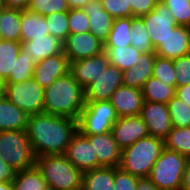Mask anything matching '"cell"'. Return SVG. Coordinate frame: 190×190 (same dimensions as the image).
Returning a JSON list of instances; mask_svg holds the SVG:
<instances>
[{"mask_svg":"<svg viewBox=\"0 0 190 190\" xmlns=\"http://www.w3.org/2000/svg\"><path fill=\"white\" fill-rule=\"evenodd\" d=\"M77 130L76 120L43 112L29 115L26 133L35 156L39 157L64 155Z\"/></svg>","mask_w":190,"mask_h":190,"instance_id":"cell-1","label":"cell"},{"mask_svg":"<svg viewBox=\"0 0 190 190\" xmlns=\"http://www.w3.org/2000/svg\"><path fill=\"white\" fill-rule=\"evenodd\" d=\"M84 89L69 71L45 88L44 113L78 120L85 107Z\"/></svg>","mask_w":190,"mask_h":190,"instance_id":"cell-2","label":"cell"},{"mask_svg":"<svg viewBox=\"0 0 190 190\" xmlns=\"http://www.w3.org/2000/svg\"><path fill=\"white\" fill-rule=\"evenodd\" d=\"M164 148V140L161 138L148 136L139 139L122 150L119 168L138 178L149 177Z\"/></svg>","mask_w":190,"mask_h":190,"instance_id":"cell-3","label":"cell"},{"mask_svg":"<svg viewBox=\"0 0 190 190\" xmlns=\"http://www.w3.org/2000/svg\"><path fill=\"white\" fill-rule=\"evenodd\" d=\"M35 166L41 172L49 190L82 189L84 172L77 169L65 155L36 157Z\"/></svg>","mask_w":190,"mask_h":190,"instance_id":"cell-4","label":"cell"},{"mask_svg":"<svg viewBox=\"0 0 190 190\" xmlns=\"http://www.w3.org/2000/svg\"><path fill=\"white\" fill-rule=\"evenodd\" d=\"M0 157L16 172L34 167L36 156L26 131H0Z\"/></svg>","mask_w":190,"mask_h":190,"instance_id":"cell-5","label":"cell"},{"mask_svg":"<svg viewBox=\"0 0 190 190\" xmlns=\"http://www.w3.org/2000/svg\"><path fill=\"white\" fill-rule=\"evenodd\" d=\"M186 161L187 157L164 148L148 178L160 190H181Z\"/></svg>","mask_w":190,"mask_h":190,"instance_id":"cell-6","label":"cell"},{"mask_svg":"<svg viewBox=\"0 0 190 190\" xmlns=\"http://www.w3.org/2000/svg\"><path fill=\"white\" fill-rule=\"evenodd\" d=\"M118 119L110 100L86 102L77 120V129L83 135L104 134L112 131Z\"/></svg>","mask_w":190,"mask_h":190,"instance_id":"cell-7","label":"cell"},{"mask_svg":"<svg viewBox=\"0 0 190 190\" xmlns=\"http://www.w3.org/2000/svg\"><path fill=\"white\" fill-rule=\"evenodd\" d=\"M44 92L45 89L33 77L6 85V98L28 115L44 112Z\"/></svg>","mask_w":190,"mask_h":190,"instance_id":"cell-8","label":"cell"},{"mask_svg":"<svg viewBox=\"0 0 190 190\" xmlns=\"http://www.w3.org/2000/svg\"><path fill=\"white\" fill-rule=\"evenodd\" d=\"M146 26L150 40L156 49L177 24L170 10L160 1L148 14L140 17Z\"/></svg>","mask_w":190,"mask_h":190,"instance_id":"cell-9","label":"cell"},{"mask_svg":"<svg viewBox=\"0 0 190 190\" xmlns=\"http://www.w3.org/2000/svg\"><path fill=\"white\" fill-rule=\"evenodd\" d=\"M63 45V53L69 64L104 52V43L90 32L69 34Z\"/></svg>","mask_w":190,"mask_h":190,"instance_id":"cell-10","label":"cell"},{"mask_svg":"<svg viewBox=\"0 0 190 190\" xmlns=\"http://www.w3.org/2000/svg\"><path fill=\"white\" fill-rule=\"evenodd\" d=\"M121 85H123V72L109 64L95 82L84 90L85 102L108 101Z\"/></svg>","mask_w":190,"mask_h":190,"instance_id":"cell-11","label":"cell"},{"mask_svg":"<svg viewBox=\"0 0 190 190\" xmlns=\"http://www.w3.org/2000/svg\"><path fill=\"white\" fill-rule=\"evenodd\" d=\"M139 116L145 122L149 136L164 140L173 127L168 106L165 103L144 101Z\"/></svg>","mask_w":190,"mask_h":190,"instance_id":"cell-12","label":"cell"},{"mask_svg":"<svg viewBox=\"0 0 190 190\" xmlns=\"http://www.w3.org/2000/svg\"><path fill=\"white\" fill-rule=\"evenodd\" d=\"M64 155L83 172L98 168V159L94 154L93 144H90L88 138L78 130L72 136Z\"/></svg>","mask_w":190,"mask_h":190,"instance_id":"cell-13","label":"cell"},{"mask_svg":"<svg viewBox=\"0 0 190 190\" xmlns=\"http://www.w3.org/2000/svg\"><path fill=\"white\" fill-rule=\"evenodd\" d=\"M108 56L105 52L80 59L70 63V72L74 80L85 90L109 66Z\"/></svg>","mask_w":190,"mask_h":190,"instance_id":"cell-14","label":"cell"},{"mask_svg":"<svg viewBox=\"0 0 190 190\" xmlns=\"http://www.w3.org/2000/svg\"><path fill=\"white\" fill-rule=\"evenodd\" d=\"M111 132L122 150L149 136L147 126L140 116L120 117L113 124Z\"/></svg>","mask_w":190,"mask_h":190,"instance_id":"cell-15","label":"cell"},{"mask_svg":"<svg viewBox=\"0 0 190 190\" xmlns=\"http://www.w3.org/2000/svg\"><path fill=\"white\" fill-rule=\"evenodd\" d=\"M90 144H93V151L98 159L99 167L119 168L122 149L115 141L111 131L98 135H85Z\"/></svg>","mask_w":190,"mask_h":190,"instance_id":"cell-16","label":"cell"},{"mask_svg":"<svg viewBox=\"0 0 190 190\" xmlns=\"http://www.w3.org/2000/svg\"><path fill=\"white\" fill-rule=\"evenodd\" d=\"M70 70V64L64 53L56 54L37 62L33 71V78L44 89L51 86L59 77Z\"/></svg>","mask_w":190,"mask_h":190,"instance_id":"cell-17","label":"cell"},{"mask_svg":"<svg viewBox=\"0 0 190 190\" xmlns=\"http://www.w3.org/2000/svg\"><path fill=\"white\" fill-rule=\"evenodd\" d=\"M190 27L177 25L155 49L157 56L176 59L189 54Z\"/></svg>","mask_w":190,"mask_h":190,"instance_id":"cell-18","label":"cell"},{"mask_svg":"<svg viewBox=\"0 0 190 190\" xmlns=\"http://www.w3.org/2000/svg\"><path fill=\"white\" fill-rule=\"evenodd\" d=\"M118 117L139 116L144 102L141 89L121 85L111 96Z\"/></svg>","mask_w":190,"mask_h":190,"instance_id":"cell-19","label":"cell"},{"mask_svg":"<svg viewBox=\"0 0 190 190\" xmlns=\"http://www.w3.org/2000/svg\"><path fill=\"white\" fill-rule=\"evenodd\" d=\"M81 9L88 15L89 32L105 43L111 32L114 18L103 9L101 0H90Z\"/></svg>","mask_w":190,"mask_h":190,"instance_id":"cell-20","label":"cell"},{"mask_svg":"<svg viewBox=\"0 0 190 190\" xmlns=\"http://www.w3.org/2000/svg\"><path fill=\"white\" fill-rule=\"evenodd\" d=\"M63 46L61 40L48 34L23 42L21 50L37 63L50 56L63 53Z\"/></svg>","mask_w":190,"mask_h":190,"instance_id":"cell-21","label":"cell"},{"mask_svg":"<svg viewBox=\"0 0 190 190\" xmlns=\"http://www.w3.org/2000/svg\"><path fill=\"white\" fill-rule=\"evenodd\" d=\"M156 56L155 52L142 53L137 66L123 71V85L142 90L145 82L153 76Z\"/></svg>","mask_w":190,"mask_h":190,"instance_id":"cell-22","label":"cell"},{"mask_svg":"<svg viewBox=\"0 0 190 190\" xmlns=\"http://www.w3.org/2000/svg\"><path fill=\"white\" fill-rule=\"evenodd\" d=\"M28 117L6 97L0 99V131H26Z\"/></svg>","mask_w":190,"mask_h":190,"instance_id":"cell-23","label":"cell"},{"mask_svg":"<svg viewBox=\"0 0 190 190\" xmlns=\"http://www.w3.org/2000/svg\"><path fill=\"white\" fill-rule=\"evenodd\" d=\"M21 43L48 35L46 17L29 10H21Z\"/></svg>","mask_w":190,"mask_h":190,"instance_id":"cell-24","label":"cell"},{"mask_svg":"<svg viewBox=\"0 0 190 190\" xmlns=\"http://www.w3.org/2000/svg\"><path fill=\"white\" fill-rule=\"evenodd\" d=\"M82 190H114V167H99L85 171Z\"/></svg>","mask_w":190,"mask_h":190,"instance_id":"cell-25","label":"cell"},{"mask_svg":"<svg viewBox=\"0 0 190 190\" xmlns=\"http://www.w3.org/2000/svg\"><path fill=\"white\" fill-rule=\"evenodd\" d=\"M110 65L116 66L122 72L138 65L142 54L134 46L104 47Z\"/></svg>","mask_w":190,"mask_h":190,"instance_id":"cell-26","label":"cell"},{"mask_svg":"<svg viewBox=\"0 0 190 190\" xmlns=\"http://www.w3.org/2000/svg\"><path fill=\"white\" fill-rule=\"evenodd\" d=\"M21 10L3 8L0 10V39L21 42Z\"/></svg>","mask_w":190,"mask_h":190,"instance_id":"cell-27","label":"cell"},{"mask_svg":"<svg viewBox=\"0 0 190 190\" xmlns=\"http://www.w3.org/2000/svg\"><path fill=\"white\" fill-rule=\"evenodd\" d=\"M144 101L167 104L176 93V85H167L155 77H150L142 88Z\"/></svg>","mask_w":190,"mask_h":190,"instance_id":"cell-28","label":"cell"},{"mask_svg":"<svg viewBox=\"0 0 190 190\" xmlns=\"http://www.w3.org/2000/svg\"><path fill=\"white\" fill-rule=\"evenodd\" d=\"M12 185L13 190H49L36 166L16 172Z\"/></svg>","mask_w":190,"mask_h":190,"instance_id":"cell-29","label":"cell"},{"mask_svg":"<svg viewBox=\"0 0 190 190\" xmlns=\"http://www.w3.org/2000/svg\"><path fill=\"white\" fill-rule=\"evenodd\" d=\"M22 49V43L0 39V78L6 80L13 73L14 63Z\"/></svg>","mask_w":190,"mask_h":190,"instance_id":"cell-30","label":"cell"},{"mask_svg":"<svg viewBox=\"0 0 190 190\" xmlns=\"http://www.w3.org/2000/svg\"><path fill=\"white\" fill-rule=\"evenodd\" d=\"M131 26L132 16L114 19L111 32L107 41L104 43V47H126L131 45Z\"/></svg>","mask_w":190,"mask_h":190,"instance_id":"cell-31","label":"cell"},{"mask_svg":"<svg viewBox=\"0 0 190 190\" xmlns=\"http://www.w3.org/2000/svg\"><path fill=\"white\" fill-rule=\"evenodd\" d=\"M165 148L190 157V127H172L164 139Z\"/></svg>","mask_w":190,"mask_h":190,"instance_id":"cell-32","label":"cell"},{"mask_svg":"<svg viewBox=\"0 0 190 190\" xmlns=\"http://www.w3.org/2000/svg\"><path fill=\"white\" fill-rule=\"evenodd\" d=\"M130 37L131 45L139 52H155L154 46L146 30V26L140 17H132Z\"/></svg>","mask_w":190,"mask_h":190,"instance_id":"cell-33","label":"cell"},{"mask_svg":"<svg viewBox=\"0 0 190 190\" xmlns=\"http://www.w3.org/2000/svg\"><path fill=\"white\" fill-rule=\"evenodd\" d=\"M37 63L21 50L13 66V73L5 80L6 84L20 83L33 77V71Z\"/></svg>","mask_w":190,"mask_h":190,"instance_id":"cell-34","label":"cell"},{"mask_svg":"<svg viewBox=\"0 0 190 190\" xmlns=\"http://www.w3.org/2000/svg\"><path fill=\"white\" fill-rule=\"evenodd\" d=\"M167 106L173 127H190V107L187 104L174 96Z\"/></svg>","mask_w":190,"mask_h":190,"instance_id":"cell-35","label":"cell"},{"mask_svg":"<svg viewBox=\"0 0 190 190\" xmlns=\"http://www.w3.org/2000/svg\"><path fill=\"white\" fill-rule=\"evenodd\" d=\"M45 17L49 34L64 42L70 34L68 11L52 13Z\"/></svg>","mask_w":190,"mask_h":190,"instance_id":"cell-36","label":"cell"},{"mask_svg":"<svg viewBox=\"0 0 190 190\" xmlns=\"http://www.w3.org/2000/svg\"><path fill=\"white\" fill-rule=\"evenodd\" d=\"M173 15L177 25L190 27V0H159Z\"/></svg>","mask_w":190,"mask_h":190,"instance_id":"cell-37","label":"cell"},{"mask_svg":"<svg viewBox=\"0 0 190 190\" xmlns=\"http://www.w3.org/2000/svg\"><path fill=\"white\" fill-rule=\"evenodd\" d=\"M153 77L167 85H176V71L173 59L156 56L153 67Z\"/></svg>","mask_w":190,"mask_h":190,"instance_id":"cell-38","label":"cell"},{"mask_svg":"<svg viewBox=\"0 0 190 190\" xmlns=\"http://www.w3.org/2000/svg\"><path fill=\"white\" fill-rule=\"evenodd\" d=\"M28 10L47 16L52 13L68 11L69 7L66 0H31Z\"/></svg>","mask_w":190,"mask_h":190,"instance_id":"cell-39","label":"cell"},{"mask_svg":"<svg viewBox=\"0 0 190 190\" xmlns=\"http://www.w3.org/2000/svg\"><path fill=\"white\" fill-rule=\"evenodd\" d=\"M68 26L70 34L89 32L88 15L82 9H69Z\"/></svg>","mask_w":190,"mask_h":190,"instance_id":"cell-40","label":"cell"},{"mask_svg":"<svg viewBox=\"0 0 190 190\" xmlns=\"http://www.w3.org/2000/svg\"><path fill=\"white\" fill-rule=\"evenodd\" d=\"M176 71V87L190 84V55H184L173 59Z\"/></svg>","mask_w":190,"mask_h":190,"instance_id":"cell-41","label":"cell"},{"mask_svg":"<svg viewBox=\"0 0 190 190\" xmlns=\"http://www.w3.org/2000/svg\"><path fill=\"white\" fill-rule=\"evenodd\" d=\"M105 9L114 19L132 16V8L127 7V0H101Z\"/></svg>","mask_w":190,"mask_h":190,"instance_id":"cell-42","label":"cell"},{"mask_svg":"<svg viewBox=\"0 0 190 190\" xmlns=\"http://www.w3.org/2000/svg\"><path fill=\"white\" fill-rule=\"evenodd\" d=\"M138 177L114 167V190H136Z\"/></svg>","mask_w":190,"mask_h":190,"instance_id":"cell-43","label":"cell"},{"mask_svg":"<svg viewBox=\"0 0 190 190\" xmlns=\"http://www.w3.org/2000/svg\"><path fill=\"white\" fill-rule=\"evenodd\" d=\"M159 0H127V7L132 8V17H142L151 12Z\"/></svg>","mask_w":190,"mask_h":190,"instance_id":"cell-44","label":"cell"},{"mask_svg":"<svg viewBox=\"0 0 190 190\" xmlns=\"http://www.w3.org/2000/svg\"><path fill=\"white\" fill-rule=\"evenodd\" d=\"M16 171L6 164L0 157V182H12Z\"/></svg>","mask_w":190,"mask_h":190,"instance_id":"cell-45","label":"cell"},{"mask_svg":"<svg viewBox=\"0 0 190 190\" xmlns=\"http://www.w3.org/2000/svg\"><path fill=\"white\" fill-rule=\"evenodd\" d=\"M31 0H2L4 8L28 10Z\"/></svg>","mask_w":190,"mask_h":190,"instance_id":"cell-46","label":"cell"},{"mask_svg":"<svg viewBox=\"0 0 190 190\" xmlns=\"http://www.w3.org/2000/svg\"><path fill=\"white\" fill-rule=\"evenodd\" d=\"M175 96L181 99L190 107V84L186 86L176 87Z\"/></svg>","mask_w":190,"mask_h":190,"instance_id":"cell-47","label":"cell"},{"mask_svg":"<svg viewBox=\"0 0 190 190\" xmlns=\"http://www.w3.org/2000/svg\"><path fill=\"white\" fill-rule=\"evenodd\" d=\"M136 190H160L148 177L139 178Z\"/></svg>","mask_w":190,"mask_h":190,"instance_id":"cell-48","label":"cell"},{"mask_svg":"<svg viewBox=\"0 0 190 190\" xmlns=\"http://www.w3.org/2000/svg\"><path fill=\"white\" fill-rule=\"evenodd\" d=\"M181 190H190V157L186 161Z\"/></svg>","mask_w":190,"mask_h":190,"instance_id":"cell-49","label":"cell"},{"mask_svg":"<svg viewBox=\"0 0 190 190\" xmlns=\"http://www.w3.org/2000/svg\"><path fill=\"white\" fill-rule=\"evenodd\" d=\"M69 9H81L83 8L90 0H66Z\"/></svg>","mask_w":190,"mask_h":190,"instance_id":"cell-50","label":"cell"},{"mask_svg":"<svg viewBox=\"0 0 190 190\" xmlns=\"http://www.w3.org/2000/svg\"><path fill=\"white\" fill-rule=\"evenodd\" d=\"M6 81L0 78V99L6 97Z\"/></svg>","mask_w":190,"mask_h":190,"instance_id":"cell-51","label":"cell"},{"mask_svg":"<svg viewBox=\"0 0 190 190\" xmlns=\"http://www.w3.org/2000/svg\"><path fill=\"white\" fill-rule=\"evenodd\" d=\"M0 190H13L12 182H0Z\"/></svg>","mask_w":190,"mask_h":190,"instance_id":"cell-52","label":"cell"},{"mask_svg":"<svg viewBox=\"0 0 190 190\" xmlns=\"http://www.w3.org/2000/svg\"><path fill=\"white\" fill-rule=\"evenodd\" d=\"M4 8L3 2L2 0H0V10H2Z\"/></svg>","mask_w":190,"mask_h":190,"instance_id":"cell-53","label":"cell"}]
</instances>
